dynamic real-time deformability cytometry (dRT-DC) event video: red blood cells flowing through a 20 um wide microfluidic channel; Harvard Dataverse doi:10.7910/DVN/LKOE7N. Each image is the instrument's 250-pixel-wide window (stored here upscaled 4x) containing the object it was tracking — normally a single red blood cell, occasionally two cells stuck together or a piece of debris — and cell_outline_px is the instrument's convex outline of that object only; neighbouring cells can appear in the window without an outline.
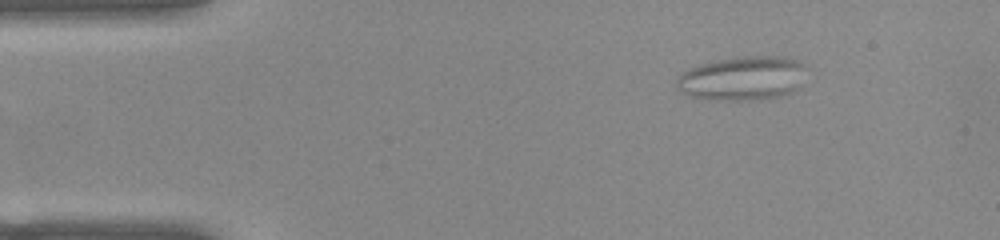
{"species": "common noctule bat (a hibernating species)", "species_latin": "Nyctalus noctula", "temperature_condition": "warm", "stored_images_in_passage": 51, "camera_frame_rate_fps": 3000, "um_per_image_px": 0.085, "animal": {"sex": "female", "body_mass_g": 22.0, "forearm_length_mm": 56.7}, "frame": {"image": 1, "passage_image": 7, "time_ms": 2.0, "image_size_px": [1000, 240], "cell_outline_px": [[804, 68], [800, 88], [784, 96], [748, 100], [708, 100], [688, 96], [680, 92], [676, 88], [676, 76], [680, 72], [688, 68], [700, 64], [732, 56], [784, 56], [800, 60], [804, 64]], "centroid_in_image_um": [63.07, 6.65], "position_along_channel_um": 21.9, "area_um2": 34.16}}
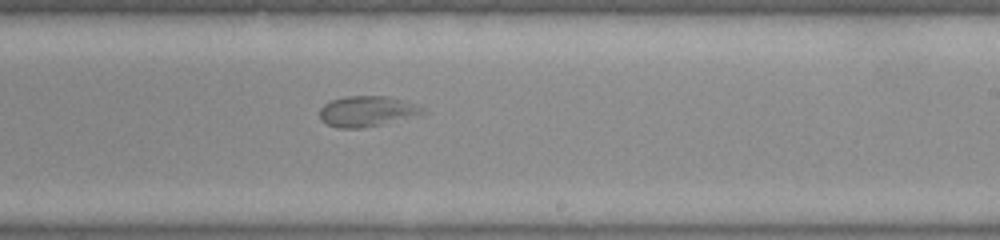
{"frame": {"image": 2, "passage_image": 31, "time_ms": 10.0, "image_size_px": [1000, 240], "cell_outline_px": [[428, 112], [420, 116], [360, 128], [336, 128], [320, 120], [320, 108], [324, 104], [332, 100], [344, 96], [388, 96], [420, 104], [428, 108]], "centroid_in_image_um": [31.29, 9.45], "position_along_channel_um": 257.7, "area_um2": 18.79}}
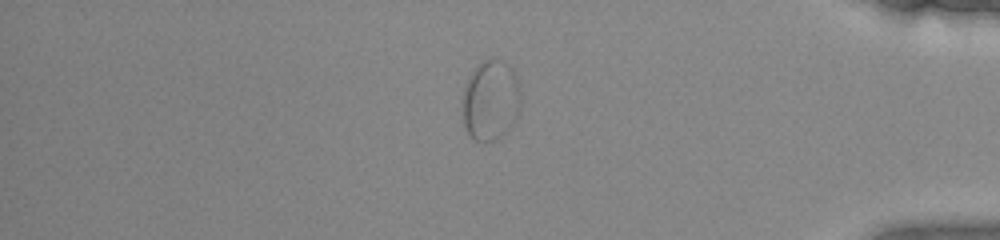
{"frame": {"image": 3, "passage_image": 44, "time_ms": 14.333, "image_size_px": [1000, 240], "cell_outline_px": [[520, 104], [516, 116], [512, 124], [504, 136], [492, 140], [472, 140], [464, 124], [464, 88], [472, 72], [480, 64], [488, 60], [496, 60], [508, 64], [512, 68], [520, 84]], "centroid_in_image_um": [41.74, 8.55], "position_along_channel_um": 393.5, "area_um2": 26.7}}